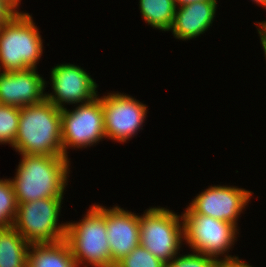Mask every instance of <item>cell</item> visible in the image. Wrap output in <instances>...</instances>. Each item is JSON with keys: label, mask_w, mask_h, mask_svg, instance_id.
I'll list each match as a JSON object with an SVG mask.
<instances>
[{"label": "cell", "mask_w": 266, "mask_h": 267, "mask_svg": "<svg viewBox=\"0 0 266 267\" xmlns=\"http://www.w3.org/2000/svg\"><path fill=\"white\" fill-rule=\"evenodd\" d=\"M139 9L148 25L170 31L176 13L174 0H139Z\"/></svg>", "instance_id": "e0dca14e"}, {"label": "cell", "mask_w": 266, "mask_h": 267, "mask_svg": "<svg viewBox=\"0 0 266 267\" xmlns=\"http://www.w3.org/2000/svg\"><path fill=\"white\" fill-rule=\"evenodd\" d=\"M27 267H78V265L64 239L56 243L30 244Z\"/></svg>", "instance_id": "9a60e30c"}, {"label": "cell", "mask_w": 266, "mask_h": 267, "mask_svg": "<svg viewBox=\"0 0 266 267\" xmlns=\"http://www.w3.org/2000/svg\"><path fill=\"white\" fill-rule=\"evenodd\" d=\"M184 223V240L194 252L211 256L221 262L240 261L238 256L226 253L237 240L238 229L230 222L213 217L195 214L189 207L182 214ZM224 259H219V255Z\"/></svg>", "instance_id": "8992f818"}, {"label": "cell", "mask_w": 266, "mask_h": 267, "mask_svg": "<svg viewBox=\"0 0 266 267\" xmlns=\"http://www.w3.org/2000/svg\"><path fill=\"white\" fill-rule=\"evenodd\" d=\"M252 193L234 186H210L198 194L188 207L195 214L230 222L238 227V217L248 205Z\"/></svg>", "instance_id": "8fae6325"}, {"label": "cell", "mask_w": 266, "mask_h": 267, "mask_svg": "<svg viewBox=\"0 0 266 267\" xmlns=\"http://www.w3.org/2000/svg\"><path fill=\"white\" fill-rule=\"evenodd\" d=\"M17 12L5 0H0V27L9 21Z\"/></svg>", "instance_id": "7402d4cb"}, {"label": "cell", "mask_w": 266, "mask_h": 267, "mask_svg": "<svg viewBox=\"0 0 266 267\" xmlns=\"http://www.w3.org/2000/svg\"><path fill=\"white\" fill-rule=\"evenodd\" d=\"M175 4L177 7L186 5V4H190V3H194V2H198V1H206V0H174Z\"/></svg>", "instance_id": "d4e9b609"}, {"label": "cell", "mask_w": 266, "mask_h": 267, "mask_svg": "<svg viewBox=\"0 0 266 267\" xmlns=\"http://www.w3.org/2000/svg\"><path fill=\"white\" fill-rule=\"evenodd\" d=\"M114 267H166V264L143 246L138 245L128 255L118 261Z\"/></svg>", "instance_id": "ffe728a7"}, {"label": "cell", "mask_w": 266, "mask_h": 267, "mask_svg": "<svg viewBox=\"0 0 266 267\" xmlns=\"http://www.w3.org/2000/svg\"><path fill=\"white\" fill-rule=\"evenodd\" d=\"M53 94H46V100L58 109L64 104H85L98 97L97 84L81 67L74 64H60L51 70Z\"/></svg>", "instance_id": "30bf717a"}, {"label": "cell", "mask_w": 266, "mask_h": 267, "mask_svg": "<svg viewBox=\"0 0 266 267\" xmlns=\"http://www.w3.org/2000/svg\"><path fill=\"white\" fill-rule=\"evenodd\" d=\"M220 264V260L193 251L192 254L176 255L166 267H218Z\"/></svg>", "instance_id": "44dd1931"}, {"label": "cell", "mask_w": 266, "mask_h": 267, "mask_svg": "<svg viewBox=\"0 0 266 267\" xmlns=\"http://www.w3.org/2000/svg\"><path fill=\"white\" fill-rule=\"evenodd\" d=\"M63 197L19 203L13 227L29 244L56 243L66 237L67 223H58Z\"/></svg>", "instance_id": "52a82bcc"}, {"label": "cell", "mask_w": 266, "mask_h": 267, "mask_svg": "<svg viewBox=\"0 0 266 267\" xmlns=\"http://www.w3.org/2000/svg\"><path fill=\"white\" fill-rule=\"evenodd\" d=\"M20 108L0 104V143L13 146L17 137Z\"/></svg>", "instance_id": "d6986e66"}, {"label": "cell", "mask_w": 266, "mask_h": 267, "mask_svg": "<svg viewBox=\"0 0 266 267\" xmlns=\"http://www.w3.org/2000/svg\"><path fill=\"white\" fill-rule=\"evenodd\" d=\"M139 234L140 245L167 265L184 241L183 217L160 206L150 207L139 216Z\"/></svg>", "instance_id": "5b68a950"}, {"label": "cell", "mask_w": 266, "mask_h": 267, "mask_svg": "<svg viewBox=\"0 0 266 267\" xmlns=\"http://www.w3.org/2000/svg\"><path fill=\"white\" fill-rule=\"evenodd\" d=\"M218 267H252V266L240 260L236 262H221V264Z\"/></svg>", "instance_id": "cb8c5ba5"}, {"label": "cell", "mask_w": 266, "mask_h": 267, "mask_svg": "<svg viewBox=\"0 0 266 267\" xmlns=\"http://www.w3.org/2000/svg\"><path fill=\"white\" fill-rule=\"evenodd\" d=\"M111 267L140 245L139 216L118 206L106 208Z\"/></svg>", "instance_id": "4fadbf2b"}, {"label": "cell", "mask_w": 266, "mask_h": 267, "mask_svg": "<svg viewBox=\"0 0 266 267\" xmlns=\"http://www.w3.org/2000/svg\"><path fill=\"white\" fill-rule=\"evenodd\" d=\"M108 94L102 96L106 138L126 142L142 129L147 106L124 93Z\"/></svg>", "instance_id": "9c48e42d"}, {"label": "cell", "mask_w": 266, "mask_h": 267, "mask_svg": "<svg viewBox=\"0 0 266 267\" xmlns=\"http://www.w3.org/2000/svg\"><path fill=\"white\" fill-rule=\"evenodd\" d=\"M14 179L17 204L43 198L63 197L69 176L70 159L64 156L20 154Z\"/></svg>", "instance_id": "6da1fadb"}, {"label": "cell", "mask_w": 266, "mask_h": 267, "mask_svg": "<svg viewBox=\"0 0 266 267\" xmlns=\"http://www.w3.org/2000/svg\"><path fill=\"white\" fill-rule=\"evenodd\" d=\"M29 247L14 227L0 229V267H27Z\"/></svg>", "instance_id": "2e32d148"}, {"label": "cell", "mask_w": 266, "mask_h": 267, "mask_svg": "<svg viewBox=\"0 0 266 267\" xmlns=\"http://www.w3.org/2000/svg\"><path fill=\"white\" fill-rule=\"evenodd\" d=\"M217 0L198 1L176 8L171 31L176 39L196 38L210 28L214 21Z\"/></svg>", "instance_id": "5bb4252c"}, {"label": "cell", "mask_w": 266, "mask_h": 267, "mask_svg": "<svg viewBox=\"0 0 266 267\" xmlns=\"http://www.w3.org/2000/svg\"><path fill=\"white\" fill-rule=\"evenodd\" d=\"M253 1L261 5L262 7H265L266 9V0H253Z\"/></svg>", "instance_id": "4316f807"}, {"label": "cell", "mask_w": 266, "mask_h": 267, "mask_svg": "<svg viewBox=\"0 0 266 267\" xmlns=\"http://www.w3.org/2000/svg\"><path fill=\"white\" fill-rule=\"evenodd\" d=\"M73 110H61V143L63 156L68 148H86L106 139L102 97L78 104Z\"/></svg>", "instance_id": "ba28073f"}, {"label": "cell", "mask_w": 266, "mask_h": 267, "mask_svg": "<svg viewBox=\"0 0 266 267\" xmlns=\"http://www.w3.org/2000/svg\"><path fill=\"white\" fill-rule=\"evenodd\" d=\"M261 45H262V47H263L262 49H263V51H264V54H265L264 56H265V58H266V47H265L262 43H261Z\"/></svg>", "instance_id": "83f0119b"}, {"label": "cell", "mask_w": 266, "mask_h": 267, "mask_svg": "<svg viewBox=\"0 0 266 267\" xmlns=\"http://www.w3.org/2000/svg\"><path fill=\"white\" fill-rule=\"evenodd\" d=\"M17 200L10 179H0V229L13 227L17 213Z\"/></svg>", "instance_id": "ac0fdd59"}, {"label": "cell", "mask_w": 266, "mask_h": 267, "mask_svg": "<svg viewBox=\"0 0 266 267\" xmlns=\"http://www.w3.org/2000/svg\"><path fill=\"white\" fill-rule=\"evenodd\" d=\"M8 4H10L15 10L18 9V6L21 0H5ZM20 1V2H19Z\"/></svg>", "instance_id": "484cf974"}, {"label": "cell", "mask_w": 266, "mask_h": 267, "mask_svg": "<svg viewBox=\"0 0 266 267\" xmlns=\"http://www.w3.org/2000/svg\"><path fill=\"white\" fill-rule=\"evenodd\" d=\"M65 240L78 267H111L106 207L93 204L80 222L67 223Z\"/></svg>", "instance_id": "277c9868"}, {"label": "cell", "mask_w": 266, "mask_h": 267, "mask_svg": "<svg viewBox=\"0 0 266 267\" xmlns=\"http://www.w3.org/2000/svg\"><path fill=\"white\" fill-rule=\"evenodd\" d=\"M259 28H257L261 43L266 47V21L258 22Z\"/></svg>", "instance_id": "603a6c76"}, {"label": "cell", "mask_w": 266, "mask_h": 267, "mask_svg": "<svg viewBox=\"0 0 266 267\" xmlns=\"http://www.w3.org/2000/svg\"><path fill=\"white\" fill-rule=\"evenodd\" d=\"M45 84L36 68L0 71V104L17 108L39 104L46 99Z\"/></svg>", "instance_id": "7c38bea8"}, {"label": "cell", "mask_w": 266, "mask_h": 267, "mask_svg": "<svg viewBox=\"0 0 266 267\" xmlns=\"http://www.w3.org/2000/svg\"><path fill=\"white\" fill-rule=\"evenodd\" d=\"M12 147L20 154L63 156L61 109L46 99L21 107L17 137Z\"/></svg>", "instance_id": "7a4b0ae2"}, {"label": "cell", "mask_w": 266, "mask_h": 267, "mask_svg": "<svg viewBox=\"0 0 266 267\" xmlns=\"http://www.w3.org/2000/svg\"><path fill=\"white\" fill-rule=\"evenodd\" d=\"M43 53L38 27L29 13L17 12L0 27V70L37 68Z\"/></svg>", "instance_id": "3957f363"}]
</instances>
